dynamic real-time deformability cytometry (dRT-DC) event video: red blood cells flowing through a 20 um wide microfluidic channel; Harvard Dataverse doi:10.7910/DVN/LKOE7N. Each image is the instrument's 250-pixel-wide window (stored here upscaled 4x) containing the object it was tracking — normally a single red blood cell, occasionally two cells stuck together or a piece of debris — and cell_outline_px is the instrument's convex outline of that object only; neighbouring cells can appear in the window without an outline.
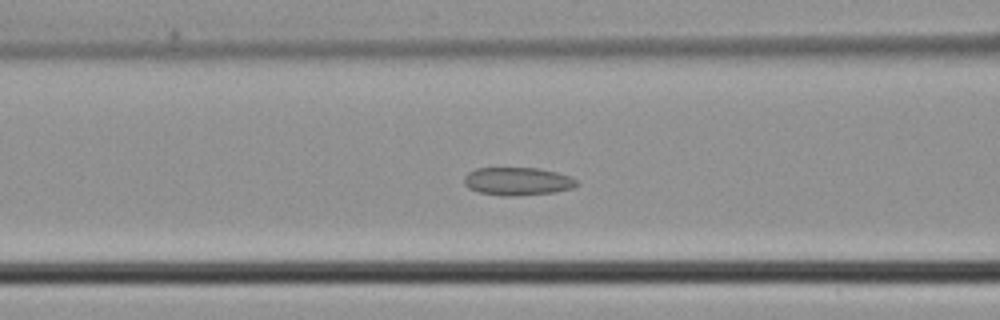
{"species": "common noctule bat (a hibernating species)", "species_latin": "Nyctalus noctula", "temperature_condition": "cold", "stored_images_in_passage": 33, "camera_frame_rate_fps": 3000, "um_per_image_px": 0.085, "animal": {"sex": "male", "body_mass_g": 21.5, "forearm_length_mm": 52.0}, "frame": {"image": 1, "passage_image": 5, "time_ms": 1.333, "image_size_px": [1000, 320], "cell_outline_px": [[580, 184], [572, 188], [556, 192], [516, 196], [504, 196], [480, 192], [468, 188], [464, 184], [464, 176], [468, 172], [476, 168], [536, 168], [556, 172], [568, 176], [576, 180]], "centroid_in_image_um": [43.98, 15.41], "position_along_channel_um": 122.6, "area_um2": 18.38}}
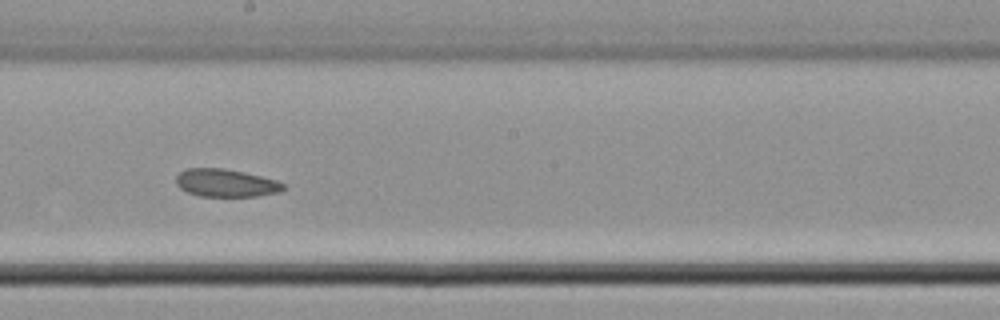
{"frame": {"image": 2, "passage_image": 12, "time_ms": 3.667, "image_size_px": [1000, 320], "cell_outline_px": [[284, 188], [280, 192], [256, 196], [200, 196], [188, 192], [180, 188], [176, 184], [176, 176], [180, 172], [188, 168], [224, 168], [244, 172], [276, 180], [284, 184]], "centroid_in_image_um": [19.18, 15.55], "position_along_channel_um": 229.0, "area_um2": 17.28}}
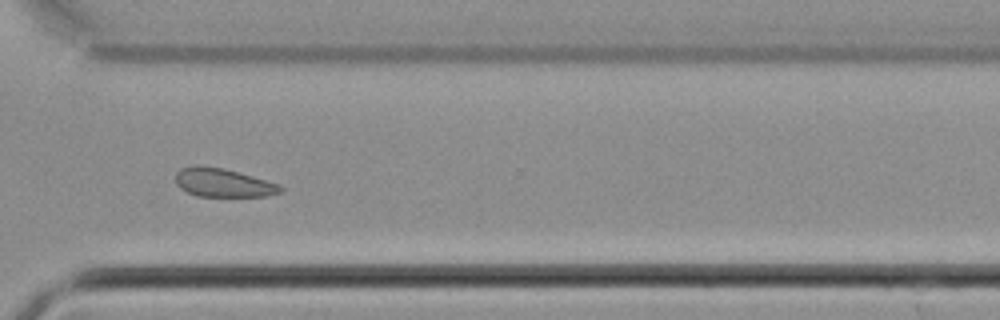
{"frame": {"image": 3, "passage_image": 20, "time_ms": 6.333, "image_size_px": [1000, 320], "cell_outline_px": [[284, 188], [280, 192], [268, 196], [196, 196], [180, 188], [176, 184], [176, 172], [180, 168], [196, 164], [224, 168], [280, 184]], "centroid_in_image_um": [18.94, 15.52], "position_along_channel_um": 351.7, "area_um2": 17.57}}